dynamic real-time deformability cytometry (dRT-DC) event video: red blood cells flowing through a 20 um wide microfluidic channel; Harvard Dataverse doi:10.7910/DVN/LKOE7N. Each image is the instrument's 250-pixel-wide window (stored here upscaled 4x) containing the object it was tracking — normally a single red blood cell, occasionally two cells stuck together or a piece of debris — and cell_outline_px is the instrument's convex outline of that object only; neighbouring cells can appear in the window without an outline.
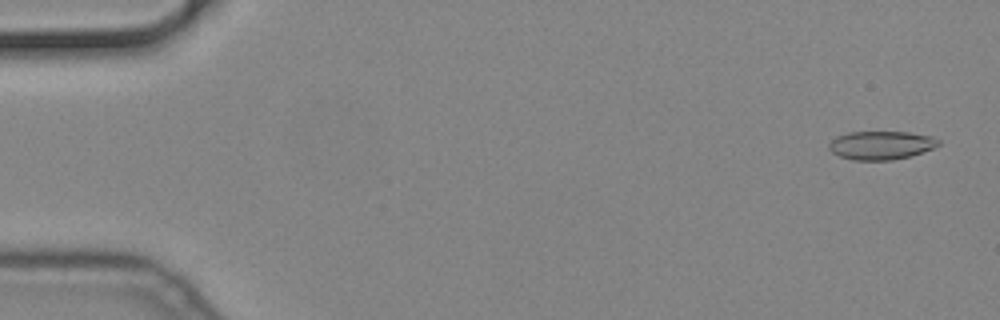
{"species": "common noctule bat (a hibernating species)", "species_latin": "Nyctalus noctula", "temperature_condition": "cold", "stored_images_in_passage": 15, "camera_frame_rate_fps": 3000, "um_per_image_px": 0.085, "animal": {"sex": "male", "body_mass_g": 19.2, "forearm_length_mm": 51.8}, "frame": {"image": 1, "passage_image": 1, "time_ms": 0.0, "image_size_px": [1000, 320], "cell_outline_px": [[940, 144], [932, 148], [912, 156], [892, 160], [852, 160], [840, 156], [832, 152], [828, 148], [828, 144], [836, 136], [848, 132], [908, 132], [932, 136], [940, 140]], "centroid_in_image_um": [74.88, 12.34], "position_along_channel_um": 10.1, "area_um2": 18.26}}
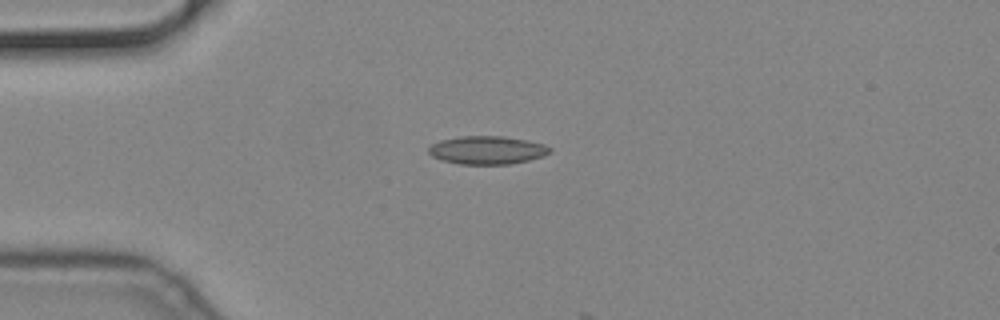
{"frame": {"image": 2, "passage_image": 13, "time_ms": 4.0, "image_size_px": [1000, 320], "cell_outline_px": [[552, 152], [544, 156], [512, 164], [460, 164], [440, 160], [432, 156], [428, 152], [428, 148], [432, 144], [440, 140], [460, 136], [504, 136], [528, 140], [544, 144], [552, 148]], "centroid_in_image_um": [41.43, 12.76], "position_along_channel_um": 43.6, "area_um2": 20.11}}